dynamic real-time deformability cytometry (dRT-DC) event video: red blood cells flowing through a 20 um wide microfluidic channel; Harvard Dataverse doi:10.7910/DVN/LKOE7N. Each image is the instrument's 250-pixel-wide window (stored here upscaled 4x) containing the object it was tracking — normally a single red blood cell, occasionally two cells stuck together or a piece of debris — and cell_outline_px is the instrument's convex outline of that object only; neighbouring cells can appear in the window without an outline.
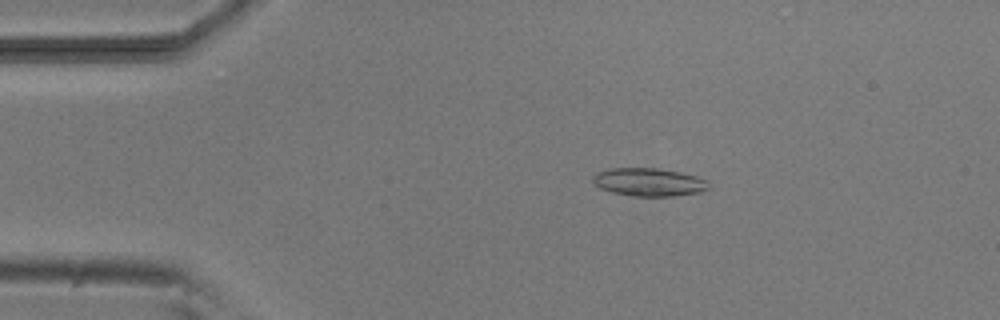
{"species": "common noctule bat (a hibernating species)", "species_latin": "Nyctalus noctula", "temperature_condition": "room temperature", "stored_images_in_passage": 4, "camera_frame_rate_fps": 3000, "um_per_image_px": 0.085, "animal": {"sex": "male", "body_mass_g": 20.5, "forearm_length_mm": 52.5}, "frame": {"image": 1, "passage_image": 3, "time_ms": 2.333, "image_size_px": [1000, 320], "cell_outline_px": [[712, 188], [700, 192], [672, 196], [632, 196], [612, 192], [600, 188], [592, 180], [592, 176], [596, 172], [612, 168], [656, 168], [680, 172], [696, 176], [708, 180]], "centroid_in_image_um": [55.19, 15.48], "position_along_channel_um": 29.8, "area_um2": 19.07}}